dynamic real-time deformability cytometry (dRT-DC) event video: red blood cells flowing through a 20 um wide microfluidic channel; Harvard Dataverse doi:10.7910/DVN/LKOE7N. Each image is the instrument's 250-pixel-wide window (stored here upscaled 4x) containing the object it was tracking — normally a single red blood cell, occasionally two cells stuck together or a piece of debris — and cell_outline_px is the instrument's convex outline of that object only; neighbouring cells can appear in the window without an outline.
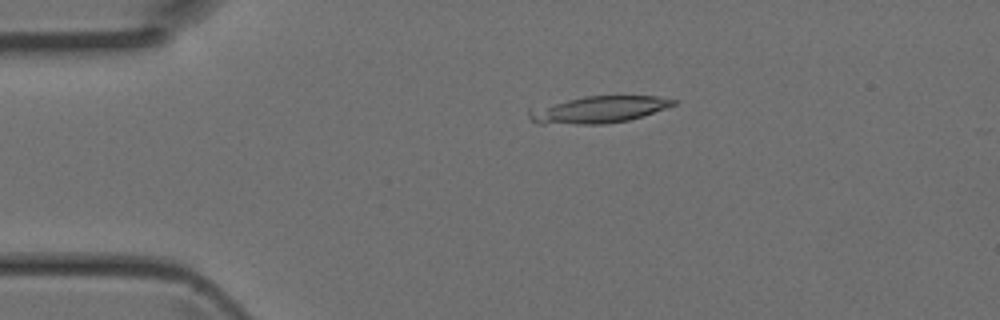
{"species": "Egyptian fruit bat (a non-hibernating species)", "species_latin": "Rousettus aegyptiacus", "temperature_condition": "room temperature", "stored_images_in_passage": 3, "camera_frame_rate_fps": 3000, "um_per_image_px": 0.085, "animal": {"sex": "female"}, "frame": {"image": 1, "passage_image": 2, "time_ms": 0.333, "image_size_px": [1000, 320], "cell_outline_px": [[676, 104], [628, 120], [604, 124], [536, 124], [528, 116], [528, 108], [584, 96], [656, 96], [676, 100]], "centroid_in_image_um": [50.77, 9.32], "position_along_channel_um": 34.2, "area_um2": 22.48}}